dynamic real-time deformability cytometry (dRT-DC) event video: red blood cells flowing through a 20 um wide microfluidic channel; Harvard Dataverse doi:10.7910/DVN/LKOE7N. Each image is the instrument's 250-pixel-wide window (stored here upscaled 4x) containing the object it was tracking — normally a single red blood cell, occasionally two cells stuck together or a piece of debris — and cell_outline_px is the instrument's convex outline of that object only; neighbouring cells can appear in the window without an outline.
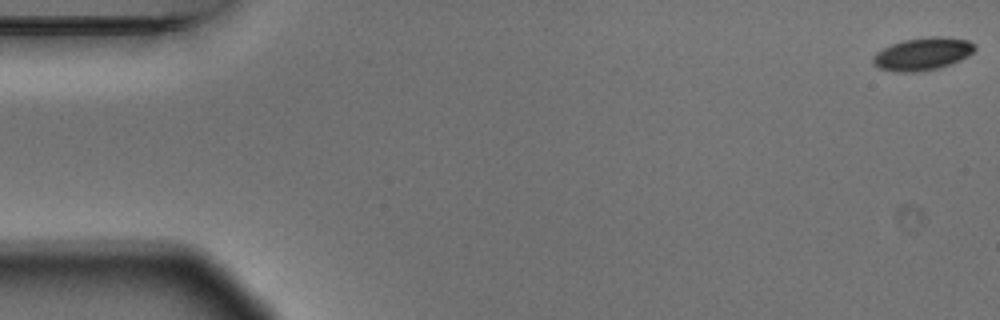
{"species": "Egyptian fruit bat (a non-hibernating species)", "species_latin": "Rousettus aegyptiacus", "temperature_condition": "warm", "stored_images_in_passage": 5, "camera_frame_rate_fps": 3000, "um_per_image_px": 0.085, "animal": {"sex": "male"}, "frame": {"image": 1, "passage_image": 1, "time_ms": 0.0, "image_size_px": [1000, 320], "cell_outline_px": [[976, 48], [968, 56], [952, 64], [940, 68], [916, 72], [896, 72], [880, 68], [872, 64], [872, 60], [876, 52], [892, 44], [904, 40], [932, 36], [940, 36], [968, 40], [976, 44]], "centroid_in_image_um": [78.44, 4.59], "position_along_channel_um": 6.6, "area_um2": 19.42}}
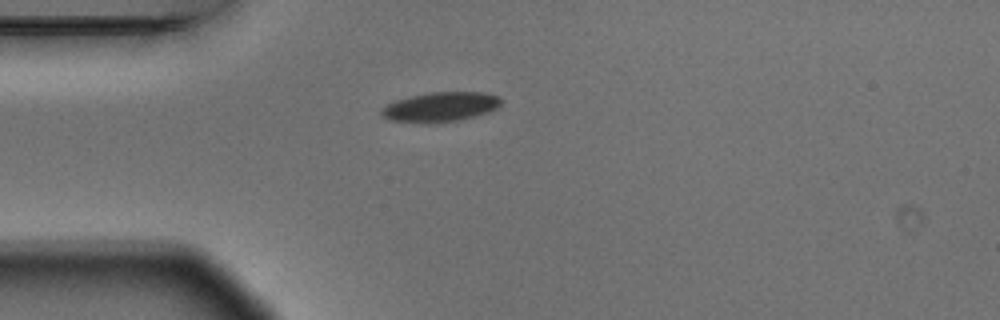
{"frame": {"image": 2, "passage_image": 5, "time_ms": 1.333, "image_size_px": [1000, 320], "cell_outline_px": [[500, 104], [496, 108], [488, 112], [476, 116], [460, 120], [432, 124], [428, 124], [388, 120], [380, 112], [388, 104], [396, 100], [408, 96], [428, 92], [480, 92], [496, 96], [500, 100]], "centroid_in_image_um": [37.4, 9.1], "position_along_channel_um": 47.6, "area_um2": 20.69}}